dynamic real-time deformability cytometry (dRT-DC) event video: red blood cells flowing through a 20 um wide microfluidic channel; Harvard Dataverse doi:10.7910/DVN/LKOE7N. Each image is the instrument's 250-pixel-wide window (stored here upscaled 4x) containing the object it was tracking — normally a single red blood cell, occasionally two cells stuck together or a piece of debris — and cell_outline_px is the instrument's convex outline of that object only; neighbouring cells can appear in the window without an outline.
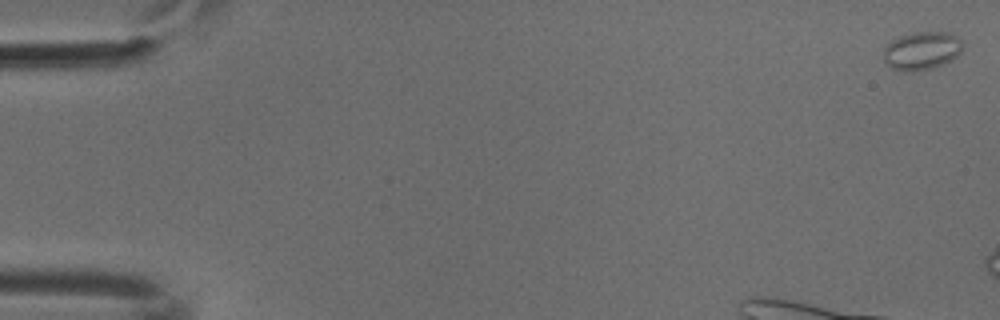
{"species": "common noctule bat (a hibernating species)", "species_latin": "Nyctalus noctula", "temperature_condition": "cold", "stored_images_in_passage": 18, "camera_frame_rate_fps": 3000, "um_per_image_px": 0.085, "animal": {"sex": "male", "body_mass_g": 18.8}, "frame": {"image": 1, "passage_image": 1, "time_ms": 0.0, "image_size_px": [1000, 320], "cell_outline_px": [[964, 44], [960, 52], [952, 60], [932, 68], [908, 72], [892, 68], [884, 60], [884, 48], [892, 40], [900, 36], [912, 32], [948, 32], [956, 36]], "centroid_in_image_um": [78.36, 4.3], "position_along_channel_um": 6.6, "area_um2": 17.51}}